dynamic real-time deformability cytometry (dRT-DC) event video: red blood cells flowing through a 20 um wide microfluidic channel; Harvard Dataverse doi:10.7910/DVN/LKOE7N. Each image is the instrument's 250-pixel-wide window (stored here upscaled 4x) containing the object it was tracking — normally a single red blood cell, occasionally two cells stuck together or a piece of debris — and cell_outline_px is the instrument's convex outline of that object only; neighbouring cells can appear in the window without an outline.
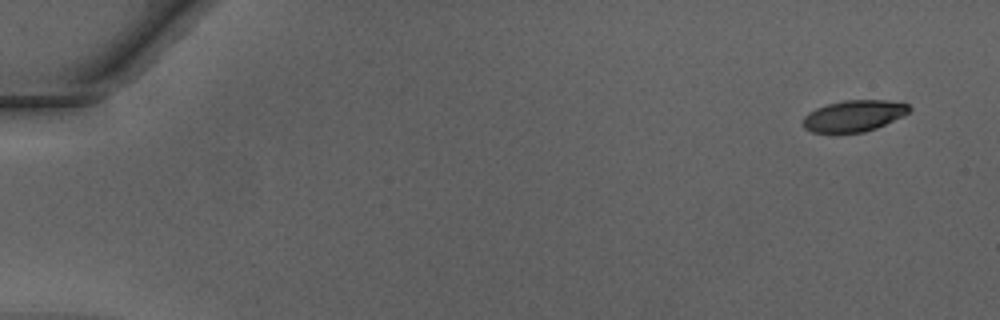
{"species": "Egyptian fruit bat (a non-hibernating species)", "species_latin": "Rousettus aegyptiacus", "temperature_condition": "warm", "stored_images_in_passage": 4, "camera_frame_rate_fps": 3000, "um_per_image_px": 0.085, "animal": {"sex": "male"}, "frame": {"image": 1, "passage_image": 1, "time_ms": 0.0, "image_size_px": [1000, 320], "cell_outline_px": [[912, 108], [904, 116], [876, 128], [864, 132], [812, 132], [804, 128], [804, 116], [808, 112], [816, 108], [828, 104], [844, 100], [888, 100], [908, 104]], "centroid_in_image_um": [72.6, 9.84], "position_along_channel_um": 12.4, "area_um2": 19.31}}